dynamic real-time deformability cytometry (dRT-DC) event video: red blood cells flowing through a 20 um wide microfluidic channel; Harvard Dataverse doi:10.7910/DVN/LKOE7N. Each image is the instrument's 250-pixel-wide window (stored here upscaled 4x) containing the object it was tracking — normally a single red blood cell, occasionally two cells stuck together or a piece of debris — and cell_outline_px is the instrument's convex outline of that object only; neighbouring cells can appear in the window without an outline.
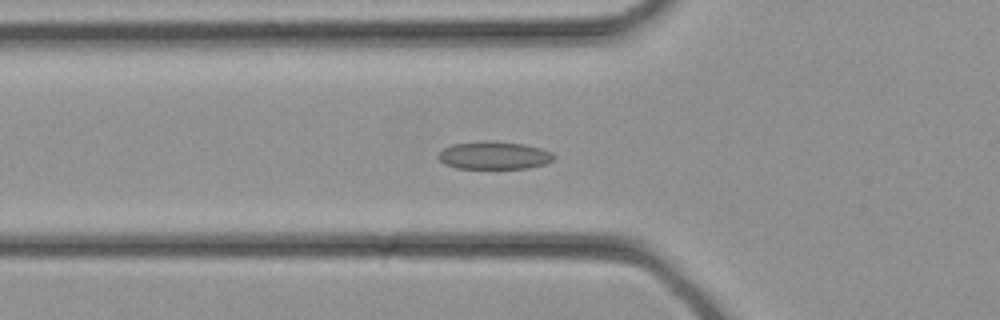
{"species": "common noctule bat (a hibernating species)", "species_latin": "Nyctalus noctula", "temperature_condition": "cold", "stored_images_in_passage": 33, "camera_frame_rate_fps": 3000, "um_per_image_px": 0.085, "animal": {"sex": "female", "body_mass_g": 21.9}, "frame": {"image": 1, "passage_image": 11, "time_ms": 3.333, "image_size_px": [1000, 320], "cell_outline_px": [[556, 156], [552, 160], [544, 164], [528, 168], [456, 168], [444, 164], [436, 156], [444, 148], [452, 144], [480, 140], [496, 140], [524, 144], [540, 148], [552, 152]], "centroid_in_image_um": [41.98, 13.19], "position_along_channel_um": 83.8, "area_um2": 18.96}}
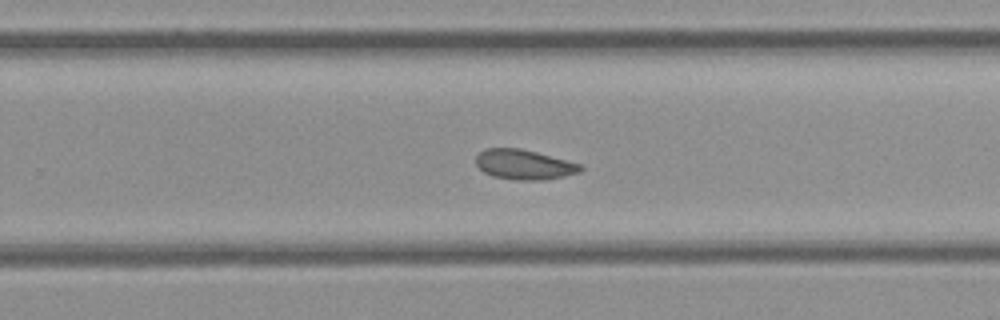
{"frame": {"image": 2, "passage_image": 21, "time_ms": 6.667, "image_size_px": [1000, 320], "cell_outline_px": [[584, 168], [580, 172], [564, 176], [544, 180], [516, 180], [492, 176], [484, 172], [476, 164], [476, 156], [484, 148], [520, 148], [536, 152], [580, 164]], "centroid_in_image_um": [44.53, 13.99], "position_along_channel_um": 285.3, "area_um2": 18.15}}
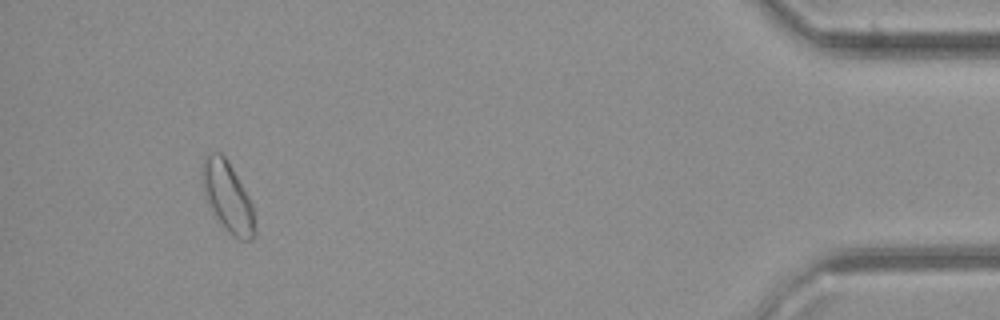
{"frame": {"image": 3, "passage_image": 31, "time_ms": 10.0, "image_size_px": [1000, 320], "cell_outline_px": [[256, 236], [252, 240], [240, 240], [232, 236], [228, 232], [216, 216], [204, 192], [200, 172], [200, 164], [204, 156], [208, 152], [220, 152], [224, 156], [232, 168], [248, 196], [252, 204], [256, 228]], "centroid_in_image_um": [19.35, 16.72], "position_along_channel_um": 415.9, "area_um2": 21.44}}